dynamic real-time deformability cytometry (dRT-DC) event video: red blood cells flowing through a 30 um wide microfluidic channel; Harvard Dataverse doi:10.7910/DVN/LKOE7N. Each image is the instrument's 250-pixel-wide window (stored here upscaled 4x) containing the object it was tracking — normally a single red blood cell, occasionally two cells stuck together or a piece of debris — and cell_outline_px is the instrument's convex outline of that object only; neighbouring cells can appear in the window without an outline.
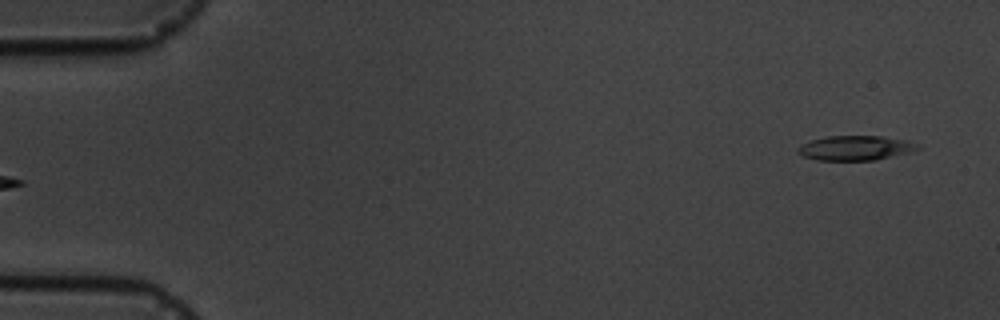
{"species": "common noctule bat (a hibernating species)", "species_latin": "Nyctalus noctula", "temperature_condition": "cold", "stored_images_in_passage": 6, "segment_of_instrument_passage": [2, 2], "camera_frame_rate_fps": 3000, "um_per_image_px": 0.085, "animal": {"sex": "male", "body_mass_g": 19.5, "forearm_length_mm": 54.6}, "frame": {"image": 1, "passage_image": 6, "time_ms": 5.667, "image_size_px": [1000, 320], "cell_outline_px": [[920, 148], [908, 152], [876, 160], [816, 160], [804, 156], [796, 152], [796, 148], [800, 144], [812, 140], [828, 136], [880, 136], [908, 140], [920, 144]], "centroid_in_image_um": [72.69, 12.57], "position_along_channel_um": 12.3, "area_um2": 17.22}}